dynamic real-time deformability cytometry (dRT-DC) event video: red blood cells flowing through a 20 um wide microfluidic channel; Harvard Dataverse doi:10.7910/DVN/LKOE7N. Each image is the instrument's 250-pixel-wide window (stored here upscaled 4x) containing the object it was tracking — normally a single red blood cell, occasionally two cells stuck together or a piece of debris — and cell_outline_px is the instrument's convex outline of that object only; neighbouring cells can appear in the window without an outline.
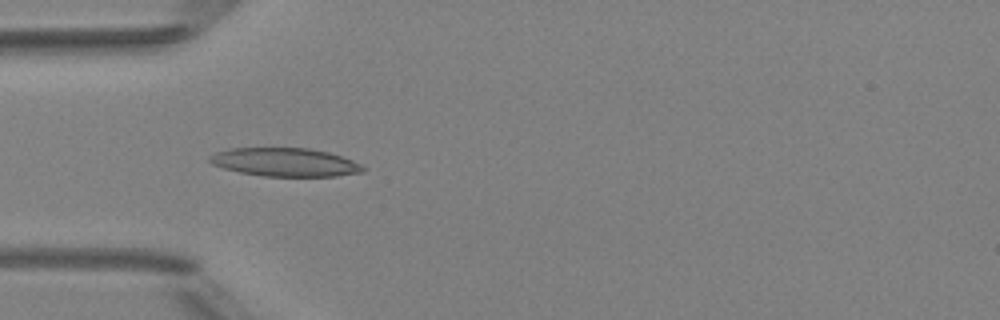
{"species": "Egyptian fruit bat (a non-hibernating species)", "species_latin": "Rousettus aegyptiacus", "temperature_condition": "room temperature", "stored_images_in_passage": 7, "camera_frame_rate_fps": 3000, "um_per_image_px": 0.085, "animal": {"sex": "female"}, "frame": {"image": 1, "passage_image": 5, "time_ms": 4.667, "image_size_px": [1000, 320], "cell_outline_px": [[364, 172], [336, 176], [264, 176], [240, 172], [224, 168], [212, 164], [208, 160], [208, 156], [216, 152], [232, 148], [308, 148], [328, 152], [352, 160], [360, 164], [364, 168]], "centroid_in_image_um": [24.21, 13.78], "position_along_channel_um": 60.8, "area_um2": 25.26}}
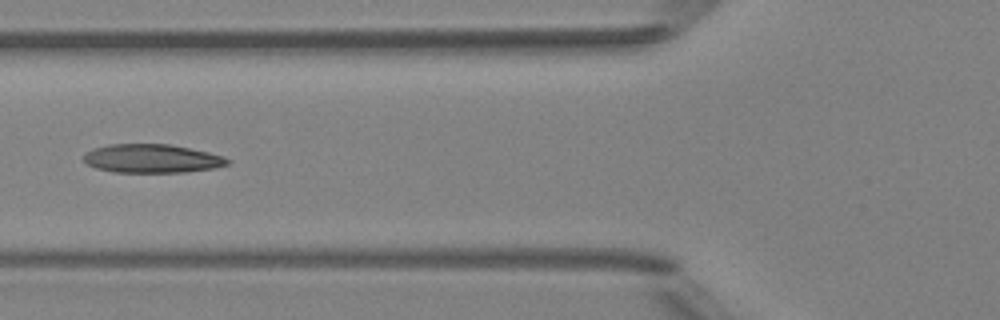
{"frame": {"image": 2, "passage_image": 6, "time_ms": 6.0, "image_size_px": [1000, 320], "cell_outline_px": [[228, 164], [216, 168], [184, 172], [112, 172], [96, 168], [88, 164], [84, 160], [84, 156], [92, 148], [108, 144], [172, 144], [208, 152], [224, 156], [228, 160]], "centroid_in_image_um": [12.92, 13.47], "position_along_channel_um": 112.9, "area_um2": 23.99}}
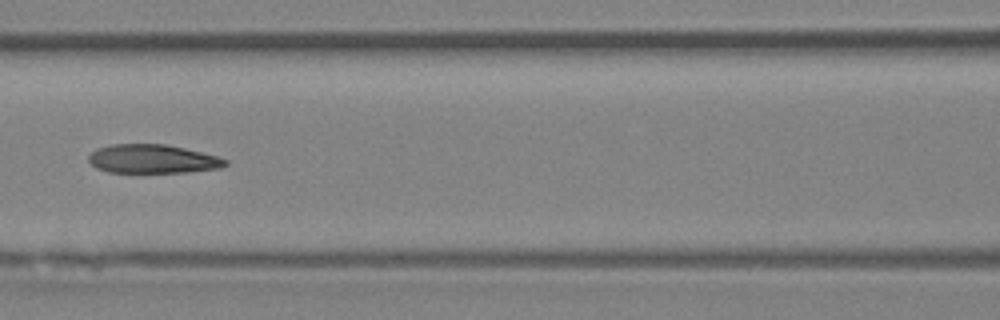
{"frame": {"image": 3, "passage_image": 7, "time_ms": 7.0, "image_size_px": [1000, 320], "cell_outline_px": [[228, 164], [220, 168], [188, 172], [108, 172], [96, 168], [88, 160], [88, 156], [92, 152], [100, 148], [112, 144], [164, 144], [184, 148], [216, 156], [228, 160]], "centroid_in_image_um": [12.98, 13.51], "position_along_channel_um": 153.6, "area_um2": 22.72}}